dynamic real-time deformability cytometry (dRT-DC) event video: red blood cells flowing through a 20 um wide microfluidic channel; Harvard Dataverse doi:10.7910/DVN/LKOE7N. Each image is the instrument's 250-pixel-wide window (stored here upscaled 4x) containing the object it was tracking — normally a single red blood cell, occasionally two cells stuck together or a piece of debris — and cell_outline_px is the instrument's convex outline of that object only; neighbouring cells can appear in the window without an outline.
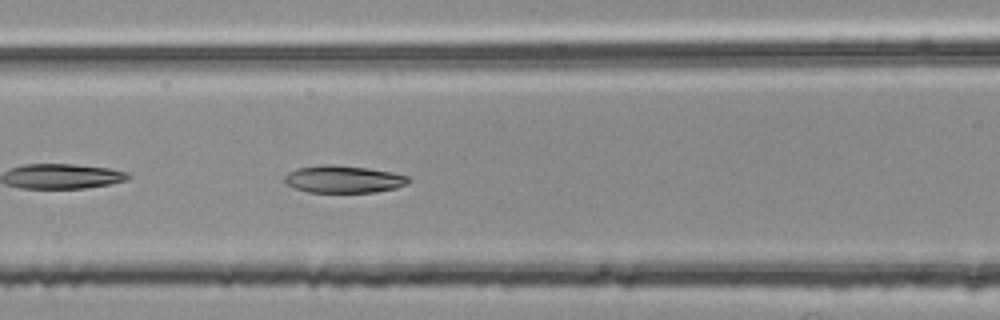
{"species": "common noctule bat (a hibernating species)", "species_latin": "Nyctalus noctula", "temperature_condition": "room temperature", "stored_images_in_passage": 33, "camera_frame_rate_fps": 3000, "um_per_image_px": 0.085, "animal": {"sex": "female", "body_mass_g": 25.1}, "frame": {"image": 1, "passage_image": 7, "time_ms": 2.0, "image_size_px": [1000, 320], "cell_outline_px": [[412, 180], [408, 184], [396, 188], [376, 192], [308, 192], [296, 188], [288, 184], [284, 180], [284, 176], [288, 172], [296, 168], [324, 164], [332, 164], [368, 168], [392, 172], [408, 176]], "centroid_in_image_um": [29.23, 15.22], "position_along_channel_um": 137.4, "area_um2": 19.83}}
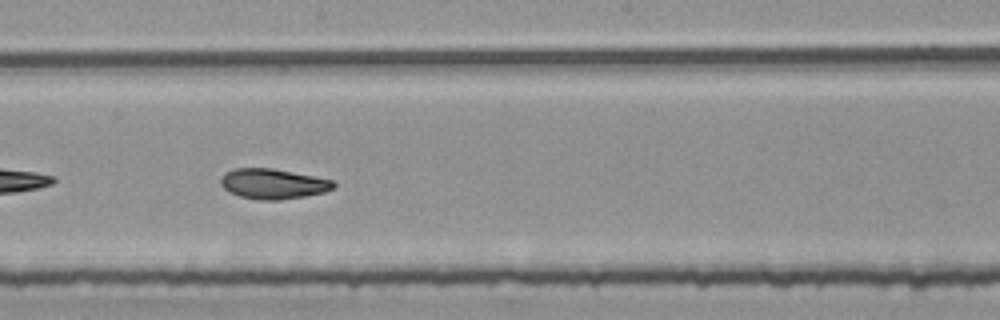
{"frame": {"image": 2, "passage_image": 14, "time_ms": 4.333, "image_size_px": [1000, 320], "cell_outline_px": [[336, 188], [324, 192], [304, 196], [280, 200], [260, 200], [240, 196], [224, 188], [220, 184], [220, 180], [224, 172], [236, 168], [272, 168], [332, 180], [336, 184]], "centroid_in_image_um": [23.21, 15.62], "position_along_channel_um": 225.0, "area_um2": 19.71}}
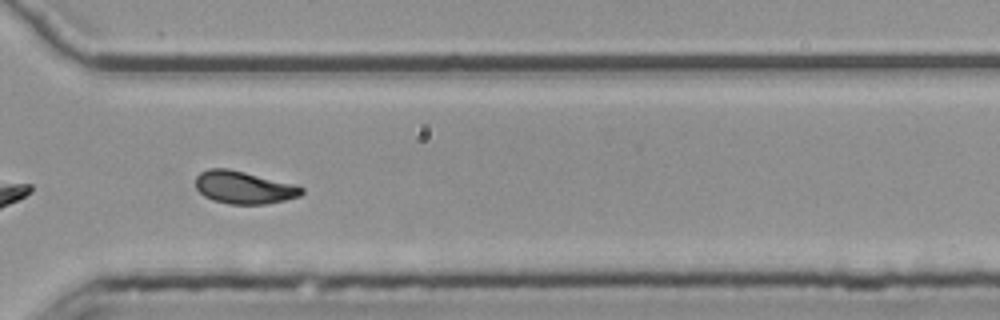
{"frame": {"image": 3, "passage_image": 24, "time_ms": 7.667, "image_size_px": [1000, 320], "cell_outline_px": [[304, 192], [300, 196], [268, 204], [228, 204], [212, 200], [204, 196], [196, 188], [196, 176], [200, 172], [208, 168], [228, 168], [296, 184], [304, 188]], "centroid_in_image_um": [20.73, 15.93], "position_along_channel_um": 349.9, "area_um2": 20.35}, "authors_computed_cell_mechanics": {"area_um2": 19.5364, "velocity_mm_per_s": 3.7544, "shape_relaxation_time_tau1_ms": 8.5211, "shape_relaxation_time_tau2_ms": 3.3696, "deformation_change_tau1": 0.2147, "deformation_change_tau2": 0.0768}}